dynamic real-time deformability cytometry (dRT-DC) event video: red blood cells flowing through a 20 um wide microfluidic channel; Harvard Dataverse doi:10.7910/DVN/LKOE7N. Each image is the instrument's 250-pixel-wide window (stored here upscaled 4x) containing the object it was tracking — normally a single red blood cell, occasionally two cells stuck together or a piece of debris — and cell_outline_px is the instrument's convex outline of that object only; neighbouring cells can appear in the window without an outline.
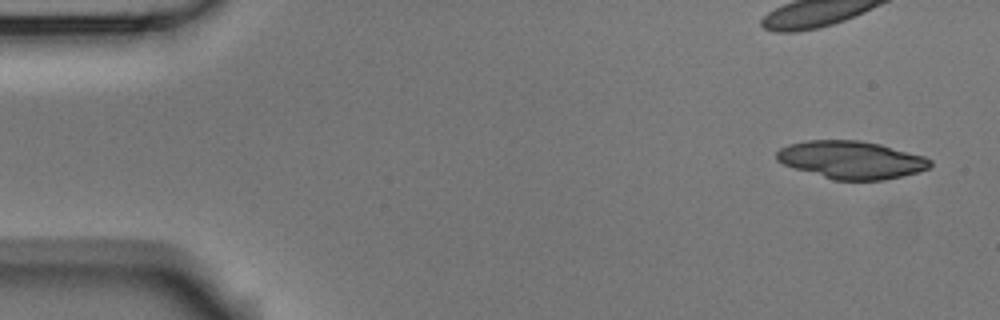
{"species": "Egyptian fruit bat (a non-hibernating species)", "species_latin": "Rousettus aegyptiacus", "temperature_condition": "room temperature", "stored_images_in_passage": 7, "camera_frame_rate_fps": 3000, "um_per_image_px": 0.085, "animal": {"sex": "male"}, "frame": {"image": 1, "passage_image": 1, "time_ms": 0.0, "image_size_px": [1000, 320], "cell_outline_px": [[932, 164], [928, 168], [916, 172], [884, 180], [832, 180], [784, 164], [776, 160], [776, 152], [780, 148], [788, 144], [808, 140], [860, 140], [880, 144], [924, 156], [932, 160]], "centroid_in_image_um": [72.35, 13.58], "position_along_channel_um": 12.7, "area_um2": 33.64}}
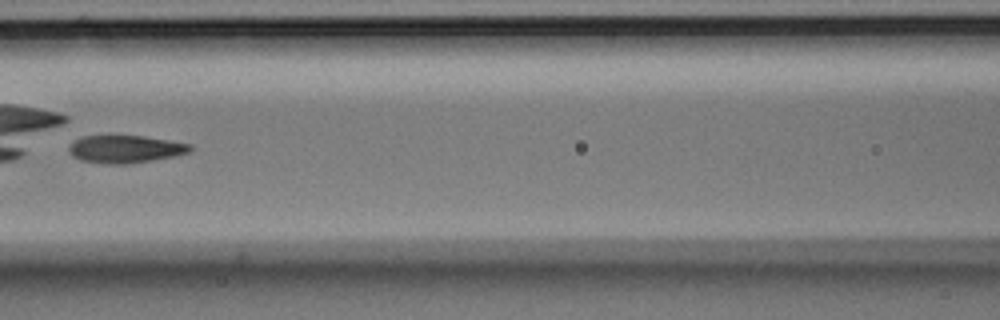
{"frame": {"image": 2, "passage_image": 6, "time_ms": 1.667, "image_size_px": [1000, 320], "cell_outline_px": [[192, 148], [188, 152], [172, 156], [152, 160], [128, 164], [104, 164], [80, 160], [72, 156], [68, 148], [76, 140], [84, 136], [144, 136], [192, 144]], "centroid_in_image_um": [10.64, 12.68], "position_along_channel_um": 156.0, "area_um2": 19.31}}
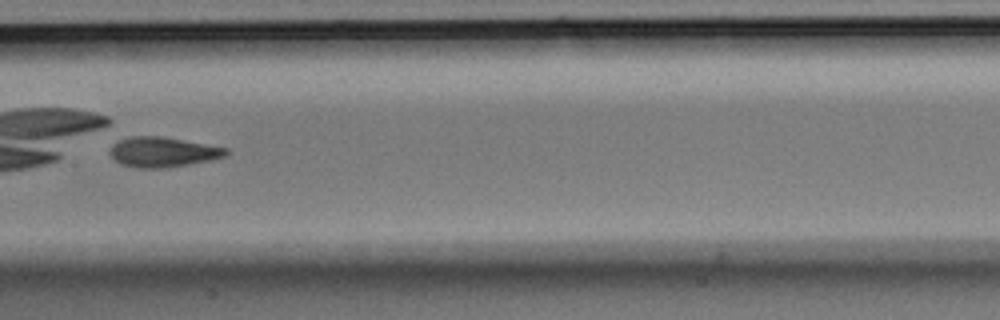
{"frame": {"image": 3, "passage_image": 7, "time_ms": 2.0, "image_size_px": [1000, 320], "cell_outline_px": [[228, 152], [224, 156], [212, 160], [164, 168], [140, 168], [120, 164], [108, 152], [112, 144], [120, 140], [132, 136], [164, 136], [228, 148]], "centroid_in_image_um": [13.83, 12.92], "position_along_channel_um": 193.6, "area_um2": 20.29}}